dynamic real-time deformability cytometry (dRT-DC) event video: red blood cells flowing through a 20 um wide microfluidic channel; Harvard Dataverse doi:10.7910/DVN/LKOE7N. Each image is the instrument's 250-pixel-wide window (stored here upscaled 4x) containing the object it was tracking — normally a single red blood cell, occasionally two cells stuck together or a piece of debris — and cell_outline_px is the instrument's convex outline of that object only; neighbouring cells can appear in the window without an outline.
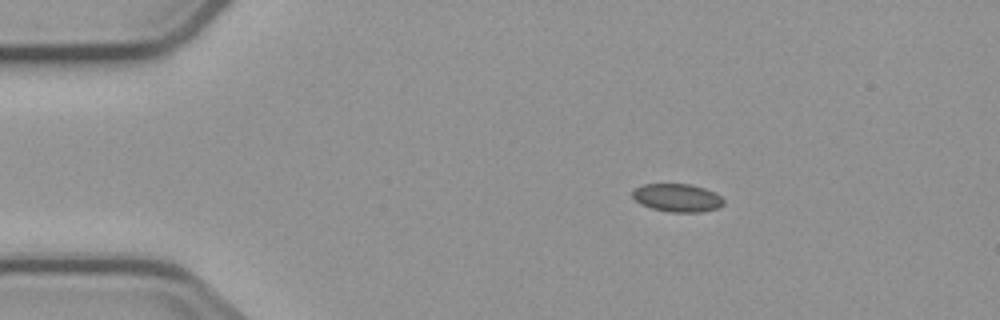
{"species": "common noctule bat (a hibernating species)", "species_latin": "Nyctalus noctula", "temperature_condition": "cold", "stored_images_in_passage": 3, "camera_frame_rate_fps": 3000, "um_per_image_px": 0.085, "animal": {"sex": "male", "body_mass_g": 23.1, "forearm_length_mm": 52.7}, "frame": {"image": 1, "passage_image": 1, "time_ms": 0.0, "image_size_px": [1000, 320], "cell_outline_px": [[724, 204], [716, 208], [700, 212], [672, 212], [652, 208], [640, 204], [632, 196], [632, 188], [644, 184], [692, 184], [716, 192], [724, 200]], "centroid_in_image_um": [57.55, 16.8], "position_along_channel_um": 27.4, "area_um2": 14.97}}
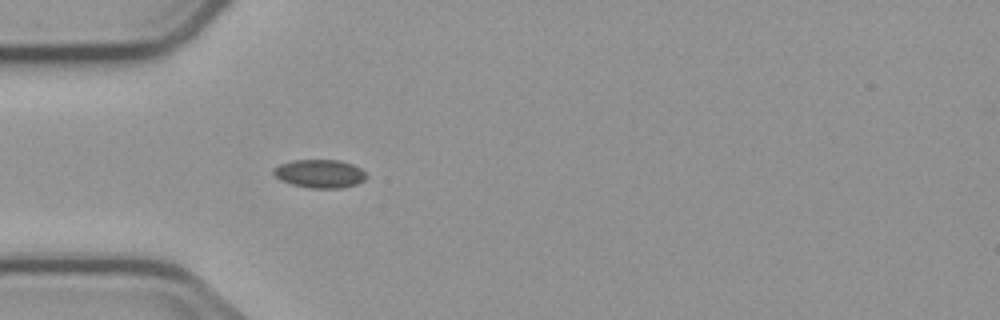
{"frame": {"image": 2, "passage_image": 3, "time_ms": 2.333, "image_size_px": [1000, 320], "cell_outline_px": [[368, 176], [364, 180], [356, 184], [340, 188], [308, 188], [292, 184], [280, 180], [272, 172], [272, 168], [280, 164], [292, 160], [340, 160], [352, 164], [360, 168]], "centroid_in_image_um": [27.16, 14.76], "position_along_channel_um": 57.8, "area_um2": 15.37}}